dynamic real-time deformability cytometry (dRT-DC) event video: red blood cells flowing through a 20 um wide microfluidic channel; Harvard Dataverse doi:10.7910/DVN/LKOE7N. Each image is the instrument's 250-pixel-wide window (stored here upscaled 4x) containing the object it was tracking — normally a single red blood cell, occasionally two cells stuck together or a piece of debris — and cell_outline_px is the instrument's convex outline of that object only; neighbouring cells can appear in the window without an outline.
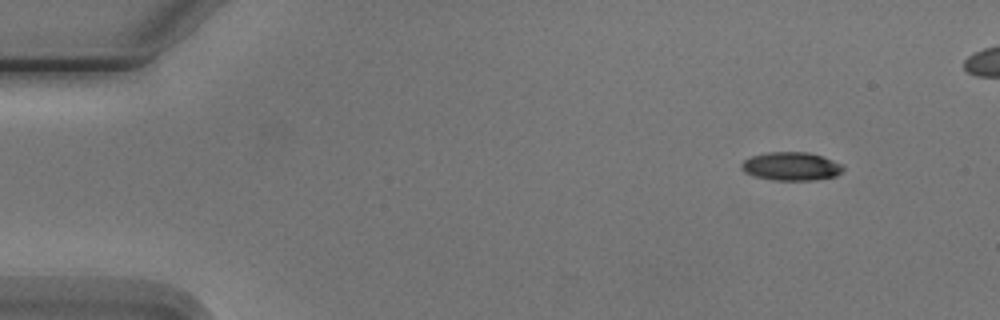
{"species": "Egyptian fruit bat (a non-hibernating species)", "species_latin": "Rousettus aegyptiacus", "temperature_condition": "cold", "stored_images_in_passage": 5, "camera_frame_rate_fps": 3000, "um_per_image_px": 0.085, "animal": {"sex": "male"}, "frame": {"image": 1, "passage_image": 1, "time_ms": 0.0, "image_size_px": [1000, 320], "cell_outline_px": [[844, 168], [836, 176], [816, 180], [776, 180], [756, 176], [744, 172], [740, 168], [740, 164], [744, 160], [752, 156], [768, 152], [808, 152], [832, 160], [840, 164]], "centroid_in_image_um": [67.23, 14.14], "position_along_channel_um": 17.8, "area_um2": 16.65}}
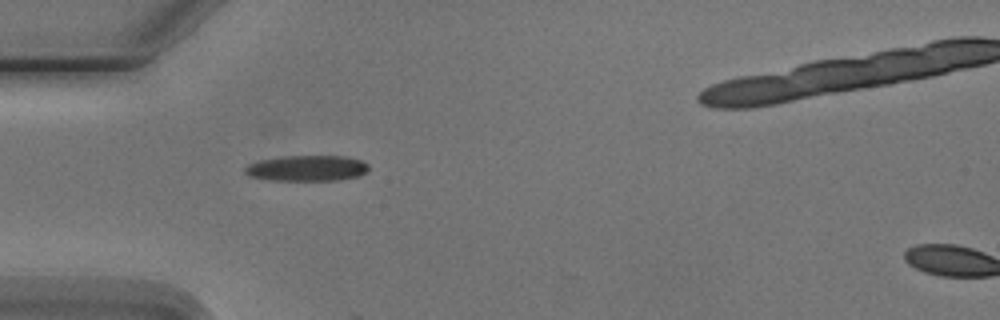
{"frame": {"image": 2, "passage_image": 4, "time_ms": 3.667, "image_size_px": [1000, 320], "cell_outline_px": [[368, 172], [360, 176], [336, 180], [272, 180], [248, 176], [244, 172], [244, 168], [248, 164], [260, 160], [280, 156], [344, 156], [360, 160], [368, 164]], "centroid_in_image_um": [26.08, 14.29], "position_along_channel_um": 58.9, "area_um2": 18.61}}